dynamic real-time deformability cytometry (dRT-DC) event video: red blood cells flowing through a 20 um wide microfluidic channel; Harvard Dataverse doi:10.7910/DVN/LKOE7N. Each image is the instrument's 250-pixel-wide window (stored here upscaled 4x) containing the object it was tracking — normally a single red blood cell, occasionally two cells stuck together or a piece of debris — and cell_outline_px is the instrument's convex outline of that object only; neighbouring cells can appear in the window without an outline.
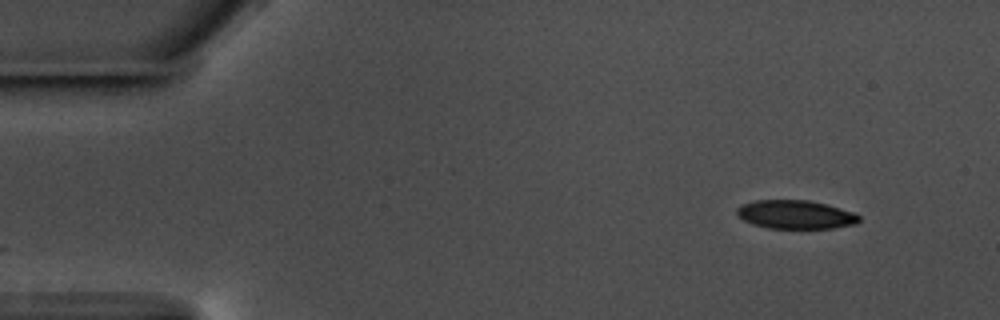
{"species": "common noctule bat (a hibernating species)", "species_latin": "Nyctalus noctula", "temperature_condition": "warm", "stored_images_in_passage": 53, "camera_frame_rate_fps": 3000, "um_per_image_px": 0.085, "animal": {"sex": "male", "body_mass_g": 17.5, "forearm_length_mm": 52.3}, "frame": {"image": 1, "passage_image": 1, "time_ms": 0.0, "image_size_px": [1000, 320], "cell_outline_px": [[860, 220], [856, 224], [832, 228], [768, 228], [752, 224], [744, 220], [736, 212], [736, 208], [740, 204], [756, 200], [808, 200], [840, 208], [852, 212], [860, 216]], "centroid_in_image_um": [67.6, 18.23], "position_along_channel_um": 17.4, "area_um2": 20.29}}
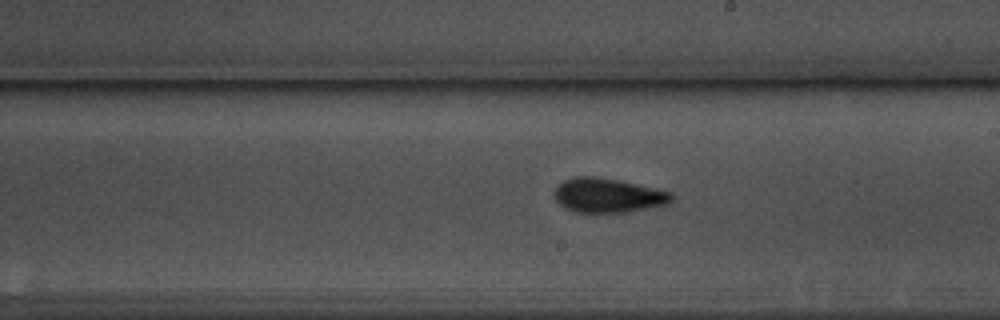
{"frame": {"image": 2, "passage_image": 28, "time_ms": 9.0, "image_size_px": [1000, 320], "cell_outline_px": [[672, 200], [668, 204], [628, 212], [576, 212], [564, 208], [552, 196], [552, 192], [564, 180], [572, 176], [596, 176], [616, 180], [672, 192]], "centroid_in_image_um": [51.62, 16.61], "position_along_channel_um": 237.4, "area_um2": 23.41}}
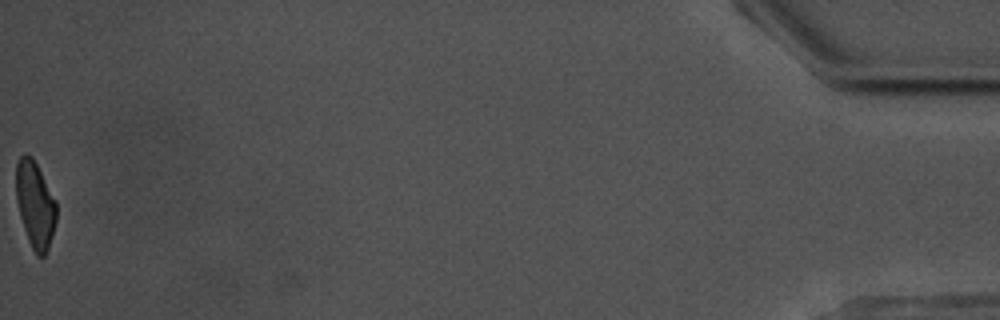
{"frame": {"image": 3, "passage_image": 53, "time_ms": 17.333, "image_size_px": [1000, 320], "cell_outline_px": [[56, 220], [52, 236], [48, 248], [44, 256], [36, 256], [28, 240], [20, 216], [16, 200], [16, 164], [20, 156], [24, 152], [32, 156], [56, 200]], "centroid_in_image_um": [2.98, 17.37], "position_along_channel_um": 432.2, "area_um2": 20.35}, "authors_computed_cell_mechanics": {"area_um2": 22.1374, "velocity_mm_per_s": 3.564, "shape_relaxation_time_tau1_ms": 3.4931, "shape_relaxation_time_tau2_ms": 1.6768, "deformation_change_tau1": 0.1313, "deformation_change_tau2": 0.0769}}